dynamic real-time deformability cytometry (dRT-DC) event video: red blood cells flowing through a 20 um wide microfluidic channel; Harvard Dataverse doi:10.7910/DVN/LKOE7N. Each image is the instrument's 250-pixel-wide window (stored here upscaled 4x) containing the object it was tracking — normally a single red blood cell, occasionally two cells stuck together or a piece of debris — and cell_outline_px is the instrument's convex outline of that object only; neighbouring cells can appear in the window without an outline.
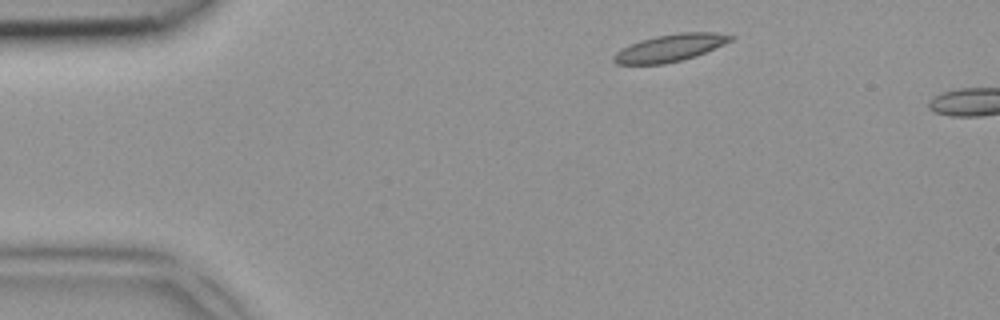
{"species": "common noctule bat (a hibernating species)", "species_latin": "Nyctalus noctula", "temperature_condition": "room temperature", "stored_images_in_passage": 2, "camera_frame_rate_fps": 3000, "um_per_image_px": 0.085, "animal": {"sex": "female", "body_mass_g": 18.4}, "frame": {"image": 1, "passage_image": 1, "time_ms": 0.0, "image_size_px": [1000, 320], "cell_outline_px": [[736, 36], [732, 40], [724, 44], [696, 56], [664, 64], [616, 64], [612, 60], [612, 56], [620, 48], [640, 40], [656, 36], [680, 32], [716, 32]], "centroid_in_image_um": [56.94, 4.06], "position_along_channel_um": 28.1, "area_um2": 18.61}}